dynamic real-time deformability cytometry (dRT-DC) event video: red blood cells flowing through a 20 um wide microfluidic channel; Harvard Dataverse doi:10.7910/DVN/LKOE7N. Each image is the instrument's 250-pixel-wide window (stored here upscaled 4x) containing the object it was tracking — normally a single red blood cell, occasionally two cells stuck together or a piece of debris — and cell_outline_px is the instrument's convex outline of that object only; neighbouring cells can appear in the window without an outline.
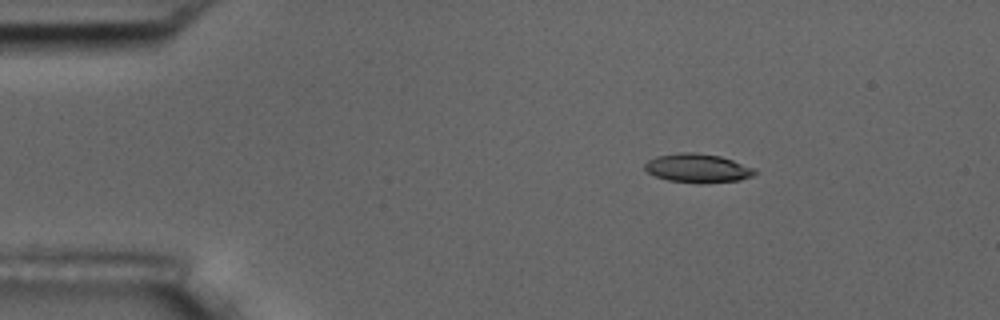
{"species": "common noctule bat (a hibernating species)", "species_latin": "Nyctalus noctula", "temperature_condition": "room temperature", "stored_images_in_passage": 3, "camera_frame_rate_fps": 3000, "um_per_image_px": 0.085, "animal": {"sex": "male", "body_mass_g": 17.5, "forearm_length_mm": 52.3}, "frame": {"image": 1, "passage_image": 1, "time_ms": 0.0, "image_size_px": [1000, 320], "cell_outline_px": [[756, 172], [752, 176], [740, 180], [700, 184], [696, 184], [668, 180], [656, 176], [648, 172], [644, 168], [644, 164], [648, 160], [656, 156], [680, 152], [696, 152], [720, 156], [756, 168]], "centroid_in_image_um": [59.3, 14.3], "position_along_channel_um": 25.7, "area_um2": 18.67}}